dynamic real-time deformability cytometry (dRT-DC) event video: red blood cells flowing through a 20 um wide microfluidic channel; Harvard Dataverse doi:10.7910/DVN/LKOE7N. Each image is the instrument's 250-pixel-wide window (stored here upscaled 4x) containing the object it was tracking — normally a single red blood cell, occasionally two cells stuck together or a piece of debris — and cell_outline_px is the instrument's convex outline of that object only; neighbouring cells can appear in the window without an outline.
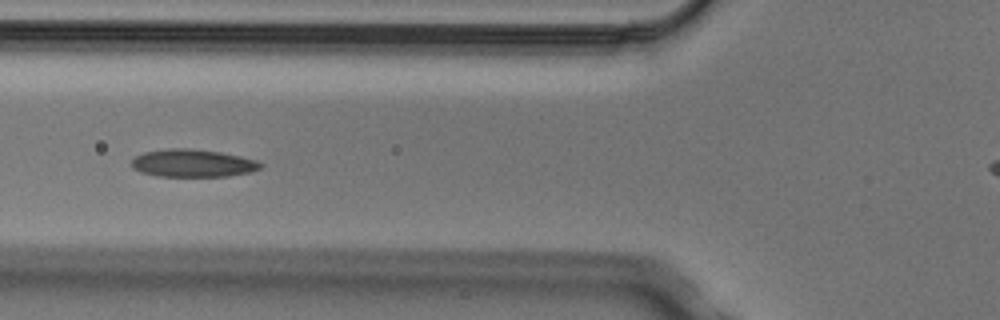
{"species": "Egyptian fruit bat (a non-hibernating species)", "species_latin": "Rousettus aegyptiacus", "temperature_condition": "cold", "stored_images_in_passage": 7, "camera_frame_rate_fps": 3000, "um_per_image_px": 0.085, "animal": {"sex": "male"}, "frame": {"image": 1, "passage_image": 5, "time_ms": 1.333, "image_size_px": [1000, 320], "cell_outline_px": [[264, 164], [260, 168], [252, 172], [228, 176], [156, 176], [140, 172], [132, 168], [132, 160], [136, 156], [144, 152], [168, 148], [188, 148], [220, 152], [240, 156], [256, 160]], "centroid_in_image_um": [16.39, 13.87], "position_along_channel_um": 109.4, "area_um2": 20.87}}
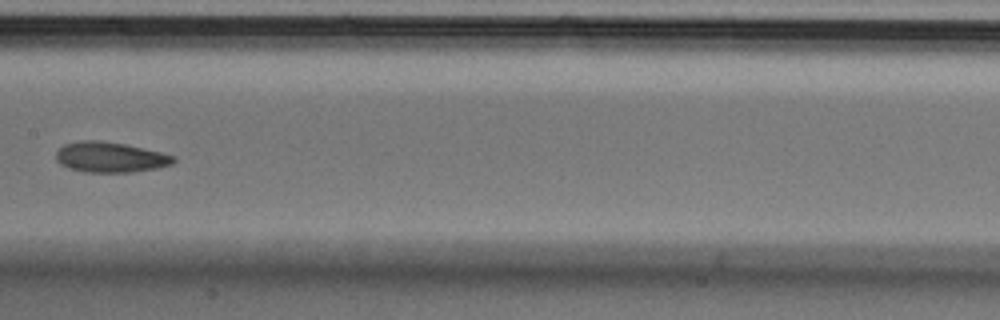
{"frame": {"image": 2, "passage_image": 7, "time_ms": 2.0, "image_size_px": [1000, 320], "cell_outline_px": [[176, 160], [172, 164], [160, 168], [132, 172], [84, 172], [68, 168], [60, 164], [56, 160], [56, 152], [64, 144], [84, 140], [100, 140], [124, 144], [160, 152], [176, 156]], "centroid_in_image_um": [9.38, 13.37], "position_along_channel_um": 198.0, "area_um2": 20.87}}